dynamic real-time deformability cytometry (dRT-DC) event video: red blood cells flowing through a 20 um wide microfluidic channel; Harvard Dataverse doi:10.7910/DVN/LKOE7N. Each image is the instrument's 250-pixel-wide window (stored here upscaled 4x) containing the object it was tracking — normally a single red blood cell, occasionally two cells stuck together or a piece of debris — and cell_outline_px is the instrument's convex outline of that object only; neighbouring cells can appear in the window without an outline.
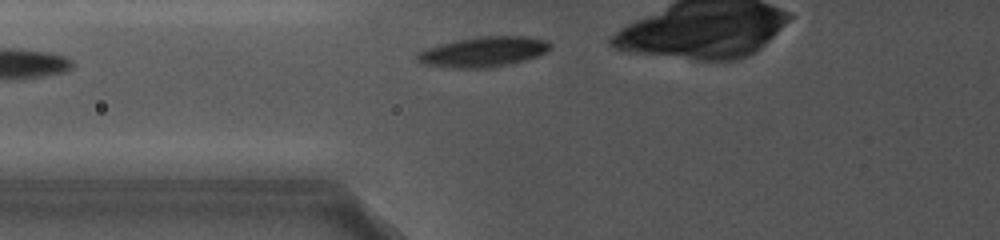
{"species": "common noctule bat (a hibernating species)", "species_latin": "Nyctalus noctula", "temperature_condition": "cold", "stored_images_in_passage": 3, "segment_of_instrument_passage": [2, 2], "camera_frame_rate_fps": 5000, "um_per_image_px": 0.085, "animal": {"sex": "female", "body_mass_g": 19.0, "forearm_length_mm": 56.7}, "frame": {"image": 1, "passage_image": 3, "time_ms": 1.6, "image_size_px": [1000, 240], "cell_outline_px": [[552, 48], [548, 52], [512, 64], [492, 68], [448, 68], [420, 64], [416, 60], [416, 56], [420, 52], [428, 48], [440, 44], [456, 40], [476, 36], [528, 36], [548, 40], [552, 44]], "centroid_in_image_um": [41.12, 4.41], "position_along_channel_um": 84.7, "area_um2": 23.81}}